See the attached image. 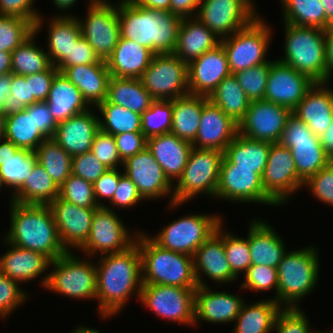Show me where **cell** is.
I'll return each instance as SVG.
<instances>
[{
  "mask_svg": "<svg viewBox=\"0 0 333 333\" xmlns=\"http://www.w3.org/2000/svg\"><path fill=\"white\" fill-rule=\"evenodd\" d=\"M283 23L326 30L324 6L320 0H280Z\"/></svg>",
  "mask_w": 333,
  "mask_h": 333,
  "instance_id": "obj_48",
  "label": "cell"
},
{
  "mask_svg": "<svg viewBox=\"0 0 333 333\" xmlns=\"http://www.w3.org/2000/svg\"><path fill=\"white\" fill-rule=\"evenodd\" d=\"M96 264L97 296L100 318L118 315L134 294L138 298L143 286L142 263L138 245L129 249L99 257ZM98 300V301H97Z\"/></svg>",
  "mask_w": 333,
  "mask_h": 333,
  "instance_id": "obj_1",
  "label": "cell"
},
{
  "mask_svg": "<svg viewBox=\"0 0 333 333\" xmlns=\"http://www.w3.org/2000/svg\"><path fill=\"white\" fill-rule=\"evenodd\" d=\"M133 4L148 9L170 12V0H130Z\"/></svg>",
  "mask_w": 333,
  "mask_h": 333,
  "instance_id": "obj_70",
  "label": "cell"
},
{
  "mask_svg": "<svg viewBox=\"0 0 333 333\" xmlns=\"http://www.w3.org/2000/svg\"><path fill=\"white\" fill-rule=\"evenodd\" d=\"M208 99L237 124L245 116L250 104L234 74L227 76Z\"/></svg>",
  "mask_w": 333,
  "mask_h": 333,
  "instance_id": "obj_43",
  "label": "cell"
},
{
  "mask_svg": "<svg viewBox=\"0 0 333 333\" xmlns=\"http://www.w3.org/2000/svg\"><path fill=\"white\" fill-rule=\"evenodd\" d=\"M71 333H101L96 328L85 327V325H79L77 328L71 331Z\"/></svg>",
  "mask_w": 333,
  "mask_h": 333,
  "instance_id": "obj_76",
  "label": "cell"
},
{
  "mask_svg": "<svg viewBox=\"0 0 333 333\" xmlns=\"http://www.w3.org/2000/svg\"><path fill=\"white\" fill-rule=\"evenodd\" d=\"M34 32V25L25 18L0 15V51L12 52Z\"/></svg>",
  "mask_w": 333,
  "mask_h": 333,
  "instance_id": "obj_50",
  "label": "cell"
},
{
  "mask_svg": "<svg viewBox=\"0 0 333 333\" xmlns=\"http://www.w3.org/2000/svg\"><path fill=\"white\" fill-rule=\"evenodd\" d=\"M262 219H252L248 228V244L251 265H267L277 268L284 254L286 244L281 235Z\"/></svg>",
  "mask_w": 333,
  "mask_h": 333,
  "instance_id": "obj_32",
  "label": "cell"
},
{
  "mask_svg": "<svg viewBox=\"0 0 333 333\" xmlns=\"http://www.w3.org/2000/svg\"><path fill=\"white\" fill-rule=\"evenodd\" d=\"M318 251L316 247L309 246L284 254L277 267V303L282 308H300V300L316 288L320 278Z\"/></svg>",
  "mask_w": 333,
  "mask_h": 333,
  "instance_id": "obj_5",
  "label": "cell"
},
{
  "mask_svg": "<svg viewBox=\"0 0 333 333\" xmlns=\"http://www.w3.org/2000/svg\"><path fill=\"white\" fill-rule=\"evenodd\" d=\"M194 273L198 286L208 287L204 276L215 284L235 282L238 277L232 272L224 251L223 222L194 253Z\"/></svg>",
  "mask_w": 333,
  "mask_h": 333,
  "instance_id": "obj_21",
  "label": "cell"
},
{
  "mask_svg": "<svg viewBox=\"0 0 333 333\" xmlns=\"http://www.w3.org/2000/svg\"><path fill=\"white\" fill-rule=\"evenodd\" d=\"M67 251L51 261L45 289L73 299L96 300L97 272L94 261ZM93 262V263H92Z\"/></svg>",
  "mask_w": 333,
  "mask_h": 333,
  "instance_id": "obj_8",
  "label": "cell"
},
{
  "mask_svg": "<svg viewBox=\"0 0 333 333\" xmlns=\"http://www.w3.org/2000/svg\"><path fill=\"white\" fill-rule=\"evenodd\" d=\"M101 60L89 42L81 37L71 49V66L99 63Z\"/></svg>",
  "mask_w": 333,
  "mask_h": 333,
  "instance_id": "obj_67",
  "label": "cell"
},
{
  "mask_svg": "<svg viewBox=\"0 0 333 333\" xmlns=\"http://www.w3.org/2000/svg\"><path fill=\"white\" fill-rule=\"evenodd\" d=\"M85 13V19L77 17L82 37L89 42L100 60L106 61L120 38L117 2L89 0Z\"/></svg>",
  "mask_w": 333,
  "mask_h": 333,
  "instance_id": "obj_15",
  "label": "cell"
},
{
  "mask_svg": "<svg viewBox=\"0 0 333 333\" xmlns=\"http://www.w3.org/2000/svg\"><path fill=\"white\" fill-rule=\"evenodd\" d=\"M257 16L250 24L221 40L231 74L267 63L272 29Z\"/></svg>",
  "mask_w": 333,
  "mask_h": 333,
  "instance_id": "obj_9",
  "label": "cell"
},
{
  "mask_svg": "<svg viewBox=\"0 0 333 333\" xmlns=\"http://www.w3.org/2000/svg\"><path fill=\"white\" fill-rule=\"evenodd\" d=\"M46 102L57 124L92 109L80 90L62 72L55 75Z\"/></svg>",
  "mask_w": 333,
  "mask_h": 333,
  "instance_id": "obj_37",
  "label": "cell"
},
{
  "mask_svg": "<svg viewBox=\"0 0 333 333\" xmlns=\"http://www.w3.org/2000/svg\"><path fill=\"white\" fill-rule=\"evenodd\" d=\"M195 289L143 284L139 302L168 322L194 327Z\"/></svg>",
  "mask_w": 333,
  "mask_h": 333,
  "instance_id": "obj_14",
  "label": "cell"
},
{
  "mask_svg": "<svg viewBox=\"0 0 333 333\" xmlns=\"http://www.w3.org/2000/svg\"><path fill=\"white\" fill-rule=\"evenodd\" d=\"M325 49L327 82L330 83L333 76V26L326 30Z\"/></svg>",
  "mask_w": 333,
  "mask_h": 333,
  "instance_id": "obj_69",
  "label": "cell"
},
{
  "mask_svg": "<svg viewBox=\"0 0 333 333\" xmlns=\"http://www.w3.org/2000/svg\"><path fill=\"white\" fill-rule=\"evenodd\" d=\"M201 0H170V12L181 18L196 17Z\"/></svg>",
  "mask_w": 333,
  "mask_h": 333,
  "instance_id": "obj_68",
  "label": "cell"
},
{
  "mask_svg": "<svg viewBox=\"0 0 333 333\" xmlns=\"http://www.w3.org/2000/svg\"><path fill=\"white\" fill-rule=\"evenodd\" d=\"M34 0H0V15L17 16L29 20L34 25V32L43 27L42 14L33 7Z\"/></svg>",
  "mask_w": 333,
  "mask_h": 333,
  "instance_id": "obj_60",
  "label": "cell"
},
{
  "mask_svg": "<svg viewBox=\"0 0 333 333\" xmlns=\"http://www.w3.org/2000/svg\"><path fill=\"white\" fill-rule=\"evenodd\" d=\"M231 75L226 52L221 44L188 64L189 93L209 97Z\"/></svg>",
  "mask_w": 333,
  "mask_h": 333,
  "instance_id": "obj_24",
  "label": "cell"
},
{
  "mask_svg": "<svg viewBox=\"0 0 333 333\" xmlns=\"http://www.w3.org/2000/svg\"><path fill=\"white\" fill-rule=\"evenodd\" d=\"M10 227L4 239L17 247L42 253L51 261L67 251L60 242L48 205L10 201Z\"/></svg>",
  "mask_w": 333,
  "mask_h": 333,
  "instance_id": "obj_3",
  "label": "cell"
},
{
  "mask_svg": "<svg viewBox=\"0 0 333 333\" xmlns=\"http://www.w3.org/2000/svg\"><path fill=\"white\" fill-rule=\"evenodd\" d=\"M28 113H33V121L39 130L46 138H52L56 131L57 122L49 111V106L46 101L36 102L26 108Z\"/></svg>",
  "mask_w": 333,
  "mask_h": 333,
  "instance_id": "obj_65",
  "label": "cell"
},
{
  "mask_svg": "<svg viewBox=\"0 0 333 333\" xmlns=\"http://www.w3.org/2000/svg\"><path fill=\"white\" fill-rule=\"evenodd\" d=\"M135 243L141 254L143 284L198 287L193 256L165 249L140 230Z\"/></svg>",
  "mask_w": 333,
  "mask_h": 333,
  "instance_id": "obj_4",
  "label": "cell"
},
{
  "mask_svg": "<svg viewBox=\"0 0 333 333\" xmlns=\"http://www.w3.org/2000/svg\"><path fill=\"white\" fill-rule=\"evenodd\" d=\"M2 187L4 188L5 187V184L2 180V177L0 176V190L2 189Z\"/></svg>",
  "mask_w": 333,
  "mask_h": 333,
  "instance_id": "obj_78",
  "label": "cell"
},
{
  "mask_svg": "<svg viewBox=\"0 0 333 333\" xmlns=\"http://www.w3.org/2000/svg\"><path fill=\"white\" fill-rule=\"evenodd\" d=\"M11 195V202L48 205L59 196V187L37 162L24 184Z\"/></svg>",
  "mask_w": 333,
  "mask_h": 333,
  "instance_id": "obj_41",
  "label": "cell"
},
{
  "mask_svg": "<svg viewBox=\"0 0 333 333\" xmlns=\"http://www.w3.org/2000/svg\"><path fill=\"white\" fill-rule=\"evenodd\" d=\"M62 73L80 90L83 98L92 108L106 100L108 83L111 78L106 61L70 66Z\"/></svg>",
  "mask_w": 333,
  "mask_h": 333,
  "instance_id": "obj_33",
  "label": "cell"
},
{
  "mask_svg": "<svg viewBox=\"0 0 333 333\" xmlns=\"http://www.w3.org/2000/svg\"><path fill=\"white\" fill-rule=\"evenodd\" d=\"M314 83L315 81L308 75L278 60H272L264 100L287 107L292 111Z\"/></svg>",
  "mask_w": 333,
  "mask_h": 333,
  "instance_id": "obj_22",
  "label": "cell"
},
{
  "mask_svg": "<svg viewBox=\"0 0 333 333\" xmlns=\"http://www.w3.org/2000/svg\"><path fill=\"white\" fill-rule=\"evenodd\" d=\"M36 102L34 96H31L30 81L26 80V76L12 73L10 95L5 99L3 114L8 116L18 113Z\"/></svg>",
  "mask_w": 333,
  "mask_h": 333,
  "instance_id": "obj_55",
  "label": "cell"
},
{
  "mask_svg": "<svg viewBox=\"0 0 333 333\" xmlns=\"http://www.w3.org/2000/svg\"><path fill=\"white\" fill-rule=\"evenodd\" d=\"M94 109L101 114L99 125L103 132L113 136L121 133L142 132V119L139 113L110 102H101Z\"/></svg>",
  "mask_w": 333,
  "mask_h": 333,
  "instance_id": "obj_47",
  "label": "cell"
},
{
  "mask_svg": "<svg viewBox=\"0 0 333 333\" xmlns=\"http://www.w3.org/2000/svg\"><path fill=\"white\" fill-rule=\"evenodd\" d=\"M221 39L210 31L198 18H182L173 54L189 64L206 51L217 47Z\"/></svg>",
  "mask_w": 333,
  "mask_h": 333,
  "instance_id": "obj_35",
  "label": "cell"
},
{
  "mask_svg": "<svg viewBox=\"0 0 333 333\" xmlns=\"http://www.w3.org/2000/svg\"><path fill=\"white\" fill-rule=\"evenodd\" d=\"M120 37L131 39L153 54L173 53L182 18L168 11L137 6L118 0Z\"/></svg>",
  "mask_w": 333,
  "mask_h": 333,
  "instance_id": "obj_2",
  "label": "cell"
},
{
  "mask_svg": "<svg viewBox=\"0 0 333 333\" xmlns=\"http://www.w3.org/2000/svg\"><path fill=\"white\" fill-rule=\"evenodd\" d=\"M282 307L270 297L254 303L243 302L231 333H271Z\"/></svg>",
  "mask_w": 333,
  "mask_h": 333,
  "instance_id": "obj_39",
  "label": "cell"
},
{
  "mask_svg": "<svg viewBox=\"0 0 333 333\" xmlns=\"http://www.w3.org/2000/svg\"><path fill=\"white\" fill-rule=\"evenodd\" d=\"M59 198L84 208H99L93 183L71 174L59 187Z\"/></svg>",
  "mask_w": 333,
  "mask_h": 333,
  "instance_id": "obj_51",
  "label": "cell"
},
{
  "mask_svg": "<svg viewBox=\"0 0 333 333\" xmlns=\"http://www.w3.org/2000/svg\"><path fill=\"white\" fill-rule=\"evenodd\" d=\"M278 143L291 149L298 176L304 182L331 162L320 137L293 114L288 117Z\"/></svg>",
  "mask_w": 333,
  "mask_h": 333,
  "instance_id": "obj_10",
  "label": "cell"
},
{
  "mask_svg": "<svg viewBox=\"0 0 333 333\" xmlns=\"http://www.w3.org/2000/svg\"><path fill=\"white\" fill-rule=\"evenodd\" d=\"M37 162L60 187L72 174V156L54 139L46 138L35 150Z\"/></svg>",
  "mask_w": 333,
  "mask_h": 333,
  "instance_id": "obj_46",
  "label": "cell"
},
{
  "mask_svg": "<svg viewBox=\"0 0 333 333\" xmlns=\"http://www.w3.org/2000/svg\"><path fill=\"white\" fill-rule=\"evenodd\" d=\"M243 276V283L240 284L242 289L255 292H266L274 289L275 296L271 297V299L277 302V268L259 264L251 265Z\"/></svg>",
  "mask_w": 333,
  "mask_h": 333,
  "instance_id": "obj_54",
  "label": "cell"
},
{
  "mask_svg": "<svg viewBox=\"0 0 333 333\" xmlns=\"http://www.w3.org/2000/svg\"><path fill=\"white\" fill-rule=\"evenodd\" d=\"M153 100L140 79L111 76L104 102L120 105L142 115L150 107Z\"/></svg>",
  "mask_w": 333,
  "mask_h": 333,
  "instance_id": "obj_42",
  "label": "cell"
},
{
  "mask_svg": "<svg viewBox=\"0 0 333 333\" xmlns=\"http://www.w3.org/2000/svg\"><path fill=\"white\" fill-rule=\"evenodd\" d=\"M114 210L99 207L93 215L90 233L85 244L78 250L93 260L94 256L120 253L136 242L139 231H131ZM99 252V253H98ZM93 256V257H92Z\"/></svg>",
  "mask_w": 333,
  "mask_h": 333,
  "instance_id": "obj_12",
  "label": "cell"
},
{
  "mask_svg": "<svg viewBox=\"0 0 333 333\" xmlns=\"http://www.w3.org/2000/svg\"><path fill=\"white\" fill-rule=\"evenodd\" d=\"M146 147L162 167L165 176L174 185L182 176L193 149L192 143L170 132L147 138Z\"/></svg>",
  "mask_w": 333,
  "mask_h": 333,
  "instance_id": "obj_31",
  "label": "cell"
},
{
  "mask_svg": "<svg viewBox=\"0 0 333 333\" xmlns=\"http://www.w3.org/2000/svg\"><path fill=\"white\" fill-rule=\"evenodd\" d=\"M11 52L0 51V75L11 73Z\"/></svg>",
  "mask_w": 333,
  "mask_h": 333,
  "instance_id": "obj_73",
  "label": "cell"
},
{
  "mask_svg": "<svg viewBox=\"0 0 333 333\" xmlns=\"http://www.w3.org/2000/svg\"><path fill=\"white\" fill-rule=\"evenodd\" d=\"M318 333H333V330L332 331L330 330L329 332L328 331L327 332H325V331L324 332H320L319 331Z\"/></svg>",
  "mask_w": 333,
  "mask_h": 333,
  "instance_id": "obj_79",
  "label": "cell"
},
{
  "mask_svg": "<svg viewBox=\"0 0 333 333\" xmlns=\"http://www.w3.org/2000/svg\"><path fill=\"white\" fill-rule=\"evenodd\" d=\"M2 239L8 247L0 257V273L19 282L20 286L45 274L40 281L42 287L45 288L49 278L47 272H49L51 260L42 253L14 246L3 237Z\"/></svg>",
  "mask_w": 333,
  "mask_h": 333,
  "instance_id": "obj_25",
  "label": "cell"
},
{
  "mask_svg": "<svg viewBox=\"0 0 333 333\" xmlns=\"http://www.w3.org/2000/svg\"><path fill=\"white\" fill-rule=\"evenodd\" d=\"M117 150L122 161L142 151L147 146V138L142 132L114 135Z\"/></svg>",
  "mask_w": 333,
  "mask_h": 333,
  "instance_id": "obj_64",
  "label": "cell"
},
{
  "mask_svg": "<svg viewBox=\"0 0 333 333\" xmlns=\"http://www.w3.org/2000/svg\"><path fill=\"white\" fill-rule=\"evenodd\" d=\"M303 184L304 181L298 176L291 149L273 143L262 175L265 192L279 206H283L285 203L287 205L291 195L304 187Z\"/></svg>",
  "mask_w": 333,
  "mask_h": 333,
  "instance_id": "obj_19",
  "label": "cell"
},
{
  "mask_svg": "<svg viewBox=\"0 0 333 333\" xmlns=\"http://www.w3.org/2000/svg\"><path fill=\"white\" fill-rule=\"evenodd\" d=\"M59 71L51 65L47 70L26 76V80L30 81L31 96L38 102L46 101L52 81Z\"/></svg>",
  "mask_w": 333,
  "mask_h": 333,
  "instance_id": "obj_66",
  "label": "cell"
},
{
  "mask_svg": "<svg viewBox=\"0 0 333 333\" xmlns=\"http://www.w3.org/2000/svg\"><path fill=\"white\" fill-rule=\"evenodd\" d=\"M48 21L47 54L51 64L62 72L71 66V49L82 37L81 26L72 14L59 13Z\"/></svg>",
  "mask_w": 333,
  "mask_h": 333,
  "instance_id": "obj_29",
  "label": "cell"
},
{
  "mask_svg": "<svg viewBox=\"0 0 333 333\" xmlns=\"http://www.w3.org/2000/svg\"><path fill=\"white\" fill-rule=\"evenodd\" d=\"M217 214H186L173 220L151 237L158 245L174 252L193 256L195 251L223 222Z\"/></svg>",
  "mask_w": 333,
  "mask_h": 333,
  "instance_id": "obj_11",
  "label": "cell"
},
{
  "mask_svg": "<svg viewBox=\"0 0 333 333\" xmlns=\"http://www.w3.org/2000/svg\"><path fill=\"white\" fill-rule=\"evenodd\" d=\"M143 200L144 199L139 194L136 185L123 173L119 178L117 189L112 200L104 207L110 210H114L115 207L119 208V210L120 208L127 209L134 207V205H137Z\"/></svg>",
  "mask_w": 333,
  "mask_h": 333,
  "instance_id": "obj_62",
  "label": "cell"
},
{
  "mask_svg": "<svg viewBox=\"0 0 333 333\" xmlns=\"http://www.w3.org/2000/svg\"><path fill=\"white\" fill-rule=\"evenodd\" d=\"M271 60L234 74L250 102L264 99Z\"/></svg>",
  "mask_w": 333,
  "mask_h": 333,
  "instance_id": "obj_52",
  "label": "cell"
},
{
  "mask_svg": "<svg viewBox=\"0 0 333 333\" xmlns=\"http://www.w3.org/2000/svg\"><path fill=\"white\" fill-rule=\"evenodd\" d=\"M153 55L149 49L137 42L120 37L106 64L112 77L140 79Z\"/></svg>",
  "mask_w": 333,
  "mask_h": 333,
  "instance_id": "obj_34",
  "label": "cell"
},
{
  "mask_svg": "<svg viewBox=\"0 0 333 333\" xmlns=\"http://www.w3.org/2000/svg\"><path fill=\"white\" fill-rule=\"evenodd\" d=\"M99 130V116L89 109L58 123L53 139L73 157L91 151Z\"/></svg>",
  "mask_w": 333,
  "mask_h": 333,
  "instance_id": "obj_30",
  "label": "cell"
},
{
  "mask_svg": "<svg viewBox=\"0 0 333 333\" xmlns=\"http://www.w3.org/2000/svg\"><path fill=\"white\" fill-rule=\"evenodd\" d=\"M224 229V251L232 272L239 277L251 266L248 238H242Z\"/></svg>",
  "mask_w": 333,
  "mask_h": 333,
  "instance_id": "obj_53",
  "label": "cell"
},
{
  "mask_svg": "<svg viewBox=\"0 0 333 333\" xmlns=\"http://www.w3.org/2000/svg\"><path fill=\"white\" fill-rule=\"evenodd\" d=\"M224 152L193 147L182 176L173 185V203L183 204L206 195L215 199Z\"/></svg>",
  "mask_w": 333,
  "mask_h": 333,
  "instance_id": "obj_7",
  "label": "cell"
},
{
  "mask_svg": "<svg viewBox=\"0 0 333 333\" xmlns=\"http://www.w3.org/2000/svg\"><path fill=\"white\" fill-rule=\"evenodd\" d=\"M12 73L0 75V114H3L5 99L10 95Z\"/></svg>",
  "mask_w": 333,
  "mask_h": 333,
  "instance_id": "obj_71",
  "label": "cell"
},
{
  "mask_svg": "<svg viewBox=\"0 0 333 333\" xmlns=\"http://www.w3.org/2000/svg\"><path fill=\"white\" fill-rule=\"evenodd\" d=\"M140 80L154 100H173L189 94L188 64L173 53L154 54Z\"/></svg>",
  "mask_w": 333,
  "mask_h": 333,
  "instance_id": "obj_13",
  "label": "cell"
},
{
  "mask_svg": "<svg viewBox=\"0 0 333 333\" xmlns=\"http://www.w3.org/2000/svg\"><path fill=\"white\" fill-rule=\"evenodd\" d=\"M291 114L289 108L264 99L250 102L245 116L238 123V133L253 140L278 143Z\"/></svg>",
  "mask_w": 333,
  "mask_h": 333,
  "instance_id": "obj_20",
  "label": "cell"
},
{
  "mask_svg": "<svg viewBox=\"0 0 333 333\" xmlns=\"http://www.w3.org/2000/svg\"><path fill=\"white\" fill-rule=\"evenodd\" d=\"M328 82H315L292 114L305 122L318 137L333 122V89Z\"/></svg>",
  "mask_w": 333,
  "mask_h": 333,
  "instance_id": "obj_28",
  "label": "cell"
},
{
  "mask_svg": "<svg viewBox=\"0 0 333 333\" xmlns=\"http://www.w3.org/2000/svg\"><path fill=\"white\" fill-rule=\"evenodd\" d=\"M37 163L35 151L20 149L13 142L0 139V176L5 188L14 194L31 174Z\"/></svg>",
  "mask_w": 333,
  "mask_h": 333,
  "instance_id": "obj_36",
  "label": "cell"
},
{
  "mask_svg": "<svg viewBox=\"0 0 333 333\" xmlns=\"http://www.w3.org/2000/svg\"><path fill=\"white\" fill-rule=\"evenodd\" d=\"M5 118L4 114H0V139L4 138L5 135Z\"/></svg>",
  "mask_w": 333,
  "mask_h": 333,
  "instance_id": "obj_77",
  "label": "cell"
},
{
  "mask_svg": "<svg viewBox=\"0 0 333 333\" xmlns=\"http://www.w3.org/2000/svg\"><path fill=\"white\" fill-rule=\"evenodd\" d=\"M237 133L238 124L208 99L203 104L199 129L192 146L224 152Z\"/></svg>",
  "mask_w": 333,
  "mask_h": 333,
  "instance_id": "obj_26",
  "label": "cell"
},
{
  "mask_svg": "<svg viewBox=\"0 0 333 333\" xmlns=\"http://www.w3.org/2000/svg\"><path fill=\"white\" fill-rule=\"evenodd\" d=\"M284 27V55L277 60L315 82H327L326 30L289 23H284Z\"/></svg>",
  "mask_w": 333,
  "mask_h": 333,
  "instance_id": "obj_6",
  "label": "cell"
},
{
  "mask_svg": "<svg viewBox=\"0 0 333 333\" xmlns=\"http://www.w3.org/2000/svg\"><path fill=\"white\" fill-rule=\"evenodd\" d=\"M91 152L108 169H116L118 165L123 167V161L112 134L99 130L93 138Z\"/></svg>",
  "mask_w": 333,
  "mask_h": 333,
  "instance_id": "obj_58",
  "label": "cell"
},
{
  "mask_svg": "<svg viewBox=\"0 0 333 333\" xmlns=\"http://www.w3.org/2000/svg\"><path fill=\"white\" fill-rule=\"evenodd\" d=\"M48 206L52 212L60 242L65 250L80 249L87 241L93 215L98 208L79 207L59 197Z\"/></svg>",
  "mask_w": 333,
  "mask_h": 333,
  "instance_id": "obj_23",
  "label": "cell"
},
{
  "mask_svg": "<svg viewBox=\"0 0 333 333\" xmlns=\"http://www.w3.org/2000/svg\"><path fill=\"white\" fill-rule=\"evenodd\" d=\"M215 198L231 203H255L278 206L265 192L262 177L254 169L232 168L224 157L220 165L219 181Z\"/></svg>",
  "mask_w": 333,
  "mask_h": 333,
  "instance_id": "obj_17",
  "label": "cell"
},
{
  "mask_svg": "<svg viewBox=\"0 0 333 333\" xmlns=\"http://www.w3.org/2000/svg\"><path fill=\"white\" fill-rule=\"evenodd\" d=\"M123 173L124 172L121 173V171H119V168L108 169L93 183L94 195L99 207L105 206L104 202H102L104 199L109 202L112 200L117 189L119 178Z\"/></svg>",
  "mask_w": 333,
  "mask_h": 333,
  "instance_id": "obj_63",
  "label": "cell"
},
{
  "mask_svg": "<svg viewBox=\"0 0 333 333\" xmlns=\"http://www.w3.org/2000/svg\"><path fill=\"white\" fill-rule=\"evenodd\" d=\"M306 315L302 308H282L276 317L273 330L276 333H318L311 329Z\"/></svg>",
  "mask_w": 333,
  "mask_h": 333,
  "instance_id": "obj_57",
  "label": "cell"
},
{
  "mask_svg": "<svg viewBox=\"0 0 333 333\" xmlns=\"http://www.w3.org/2000/svg\"><path fill=\"white\" fill-rule=\"evenodd\" d=\"M272 144L237 133L234 140L226 147L223 157L232 164V168L254 169V172L262 177Z\"/></svg>",
  "mask_w": 333,
  "mask_h": 333,
  "instance_id": "obj_38",
  "label": "cell"
},
{
  "mask_svg": "<svg viewBox=\"0 0 333 333\" xmlns=\"http://www.w3.org/2000/svg\"><path fill=\"white\" fill-rule=\"evenodd\" d=\"M76 1L78 0H52L54 6L62 13L68 12V9H72L75 6L74 4L77 3Z\"/></svg>",
  "mask_w": 333,
  "mask_h": 333,
  "instance_id": "obj_75",
  "label": "cell"
},
{
  "mask_svg": "<svg viewBox=\"0 0 333 333\" xmlns=\"http://www.w3.org/2000/svg\"><path fill=\"white\" fill-rule=\"evenodd\" d=\"M255 4L253 0H201L196 18L222 40L259 16Z\"/></svg>",
  "mask_w": 333,
  "mask_h": 333,
  "instance_id": "obj_16",
  "label": "cell"
},
{
  "mask_svg": "<svg viewBox=\"0 0 333 333\" xmlns=\"http://www.w3.org/2000/svg\"><path fill=\"white\" fill-rule=\"evenodd\" d=\"M108 168L91 151L72 157V174L94 183Z\"/></svg>",
  "mask_w": 333,
  "mask_h": 333,
  "instance_id": "obj_61",
  "label": "cell"
},
{
  "mask_svg": "<svg viewBox=\"0 0 333 333\" xmlns=\"http://www.w3.org/2000/svg\"><path fill=\"white\" fill-rule=\"evenodd\" d=\"M33 32L11 52V73L28 76L47 70L52 64L47 51L36 44Z\"/></svg>",
  "mask_w": 333,
  "mask_h": 333,
  "instance_id": "obj_44",
  "label": "cell"
},
{
  "mask_svg": "<svg viewBox=\"0 0 333 333\" xmlns=\"http://www.w3.org/2000/svg\"><path fill=\"white\" fill-rule=\"evenodd\" d=\"M19 284L0 273V319L7 320L6 317L28 300V292L23 291Z\"/></svg>",
  "mask_w": 333,
  "mask_h": 333,
  "instance_id": "obj_56",
  "label": "cell"
},
{
  "mask_svg": "<svg viewBox=\"0 0 333 333\" xmlns=\"http://www.w3.org/2000/svg\"><path fill=\"white\" fill-rule=\"evenodd\" d=\"M245 300L239 294L224 291H214L211 287L195 289V319L198 322L213 324H230L235 322Z\"/></svg>",
  "mask_w": 333,
  "mask_h": 333,
  "instance_id": "obj_27",
  "label": "cell"
},
{
  "mask_svg": "<svg viewBox=\"0 0 333 333\" xmlns=\"http://www.w3.org/2000/svg\"><path fill=\"white\" fill-rule=\"evenodd\" d=\"M4 138L20 149L35 151L46 137L36 128L33 113L22 110L5 118Z\"/></svg>",
  "mask_w": 333,
  "mask_h": 333,
  "instance_id": "obj_45",
  "label": "cell"
},
{
  "mask_svg": "<svg viewBox=\"0 0 333 333\" xmlns=\"http://www.w3.org/2000/svg\"><path fill=\"white\" fill-rule=\"evenodd\" d=\"M206 96L187 94L172 100L173 117L171 133L192 143L197 135Z\"/></svg>",
  "mask_w": 333,
  "mask_h": 333,
  "instance_id": "obj_40",
  "label": "cell"
},
{
  "mask_svg": "<svg viewBox=\"0 0 333 333\" xmlns=\"http://www.w3.org/2000/svg\"><path fill=\"white\" fill-rule=\"evenodd\" d=\"M322 146L326 149L331 162H333V122L330 127L320 137Z\"/></svg>",
  "mask_w": 333,
  "mask_h": 333,
  "instance_id": "obj_72",
  "label": "cell"
},
{
  "mask_svg": "<svg viewBox=\"0 0 333 333\" xmlns=\"http://www.w3.org/2000/svg\"><path fill=\"white\" fill-rule=\"evenodd\" d=\"M324 6L326 30L333 26V0H320Z\"/></svg>",
  "mask_w": 333,
  "mask_h": 333,
  "instance_id": "obj_74",
  "label": "cell"
},
{
  "mask_svg": "<svg viewBox=\"0 0 333 333\" xmlns=\"http://www.w3.org/2000/svg\"><path fill=\"white\" fill-rule=\"evenodd\" d=\"M303 185L320 202L333 206V162L308 178Z\"/></svg>",
  "mask_w": 333,
  "mask_h": 333,
  "instance_id": "obj_59",
  "label": "cell"
},
{
  "mask_svg": "<svg viewBox=\"0 0 333 333\" xmlns=\"http://www.w3.org/2000/svg\"><path fill=\"white\" fill-rule=\"evenodd\" d=\"M172 100H153L141 115V131L146 138L171 132Z\"/></svg>",
  "mask_w": 333,
  "mask_h": 333,
  "instance_id": "obj_49",
  "label": "cell"
},
{
  "mask_svg": "<svg viewBox=\"0 0 333 333\" xmlns=\"http://www.w3.org/2000/svg\"><path fill=\"white\" fill-rule=\"evenodd\" d=\"M123 166L124 174L136 185L144 200H158L169 195L170 210L183 205L173 203V184L165 176L162 167L147 147L134 156L128 157L123 161Z\"/></svg>",
  "mask_w": 333,
  "mask_h": 333,
  "instance_id": "obj_18",
  "label": "cell"
}]
</instances>
